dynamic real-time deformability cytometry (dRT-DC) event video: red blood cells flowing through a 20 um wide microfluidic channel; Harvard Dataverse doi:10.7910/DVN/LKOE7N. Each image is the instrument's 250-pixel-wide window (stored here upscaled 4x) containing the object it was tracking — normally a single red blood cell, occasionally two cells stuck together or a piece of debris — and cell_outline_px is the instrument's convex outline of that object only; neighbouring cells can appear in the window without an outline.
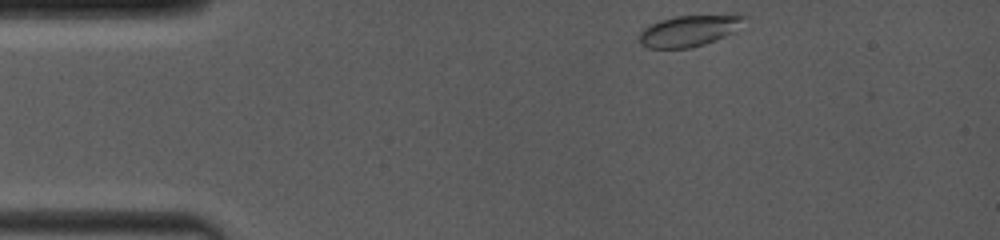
{"species": "common noctule bat (a hibernating species)", "species_latin": "Nyctalus noctula", "temperature_condition": "room temperature", "stored_images_in_passage": 7, "camera_frame_rate_fps": 4000, "um_per_image_px": 0.085, "animal": {"sex": "female", "body_mass_g": 19.0, "forearm_length_mm": 53.3}, "frame": {"image": 1, "passage_image": 1, "time_ms": 0.0, "image_size_px": [1000, 240], "cell_outline_px": [[752, 16], [732, 32], [716, 40], [692, 48], [648, 48], [640, 44], [640, 32], [648, 24], [660, 20], [676, 16], [732, 12], [736, 12]], "centroid_in_image_um": [58.69, 2.55], "position_along_channel_um": 26.3, "area_um2": 19.94}}